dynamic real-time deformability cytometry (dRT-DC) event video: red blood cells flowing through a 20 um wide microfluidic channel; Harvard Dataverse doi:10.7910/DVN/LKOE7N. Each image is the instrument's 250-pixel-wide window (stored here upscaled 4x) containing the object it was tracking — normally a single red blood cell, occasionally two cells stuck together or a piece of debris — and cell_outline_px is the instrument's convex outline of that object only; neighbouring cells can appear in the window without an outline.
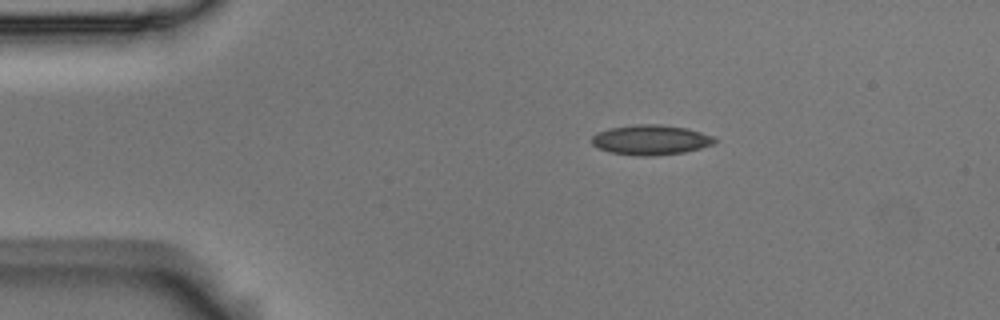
{"species": "Egyptian fruit bat (a non-hibernating species)", "species_latin": "Rousettus aegyptiacus", "temperature_condition": "room temperature", "stored_images_in_passage": 4, "camera_frame_rate_fps": 3000, "um_per_image_px": 0.085, "animal": {"sex": "male"}, "frame": {"image": 1, "passage_image": 2, "time_ms": 0.333, "image_size_px": [1000, 320], "cell_outline_px": [[720, 140], [712, 144], [700, 148], [684, 152], [652, 156], [636, 156], [608, 152], [596, 148], [592, 144], [592, 136], [596, 132], [608, 128], [636, 124], [660, 124], [688, 128], [716, 136]], "centroid_in_image_um": [55.32, 11.88], "position_along_channel_um": 29.7, "area_um2": 21.91}}
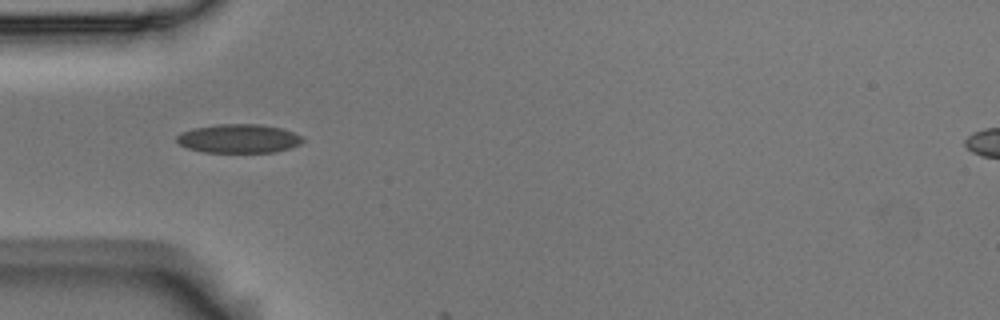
{"frame": {"image": 2, "passage_image": 4, "time_ms": 1.0, "image_size_px": [1000, 320], "cell_outline_px": [[304, 140], [300, 144], [276, 152], [204, 152], [188, 148], [180, 144], [176, 140], [176, 136], [180, 132], [192, 128], [216, 124], [260, 124], [280, 128], [304, 136]], "centroid_in_image_um": [20.28, 11.77], "position_along_channel_um": 64.7, "area_um2": 21.21}}